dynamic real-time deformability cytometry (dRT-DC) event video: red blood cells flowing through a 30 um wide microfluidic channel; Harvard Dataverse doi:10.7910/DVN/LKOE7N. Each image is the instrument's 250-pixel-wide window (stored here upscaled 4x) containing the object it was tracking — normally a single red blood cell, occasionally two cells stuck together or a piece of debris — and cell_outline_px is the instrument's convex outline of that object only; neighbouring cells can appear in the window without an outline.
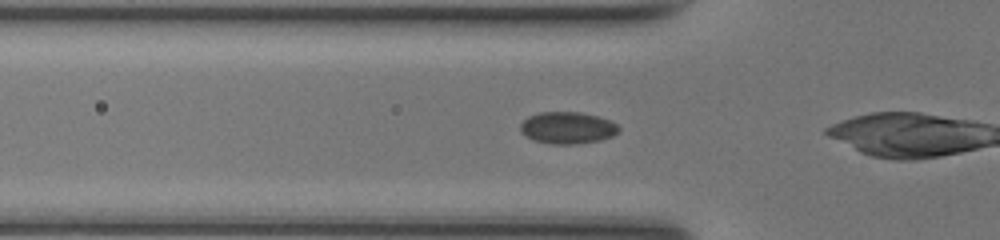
{"species": "common noctule bat (a hibernating species)", "species_latin": "Nyctalus noctula", "temperature_condition": "room temperature", "stored_images_in_passage": 5, "camera_frame_rate_fps": 3000, "um_per_image_px": 0.085, "animal": {"sex": "female", "body_mass_g": 17.0, "forearm_length_mm": 48.0}, "frame": {"image": 1, "passage_image": 3, "time_ms": 0.667, "image_size_px": [1000, 240], "cell_outline_px": [[620, 132], [612, 136], [600, 140], [576, 144], [548, 144], [532, 140], [524, 136], [520, 132], [520, 124], [528, 116], [540, 112], [580, 112], [612, 120], [620, 128]], "centroid_in_image_um": [48.22, 10.87], "position_along_channel_um": 77.6, "area_um2": 18.55}}